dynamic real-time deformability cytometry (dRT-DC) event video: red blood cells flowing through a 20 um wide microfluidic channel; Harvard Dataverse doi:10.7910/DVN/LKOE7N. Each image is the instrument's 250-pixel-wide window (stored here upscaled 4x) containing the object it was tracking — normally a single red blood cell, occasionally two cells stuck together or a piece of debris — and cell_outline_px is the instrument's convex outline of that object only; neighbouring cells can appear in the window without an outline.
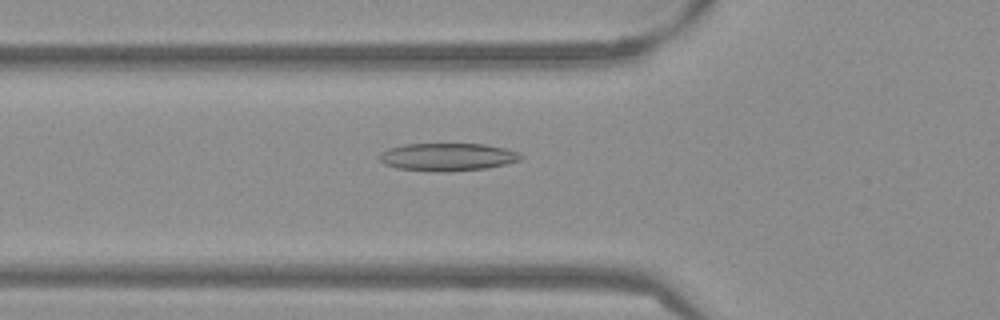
{"species": "Egyptian fruit bat (a non-hibernating species)", "species_latin": "Rousettus aegyptiacus", "temperature_condition": "warm", "stored_images_in_passage": 52, "camera_frame_rate_fps": 3000, "um_per_image_px": 0.085, "frame": {"image": 1, "passage_image": 18, "time_ms": 5.667, "image_size_px": [1000, 320], "cell_outline_px": [[524, 156], [520, 160], [488, 168], [448, 172], [432, 172], [396, 168], [384, 164], [376, 156], [380, 152], [388, 148], [404, 144], [484, 144], [504, 148], [520, 152]], "centroid_in_image_um": [38.0, 13.35], "position_along_channel_um": 87.8, "area_um2": 23.24}}
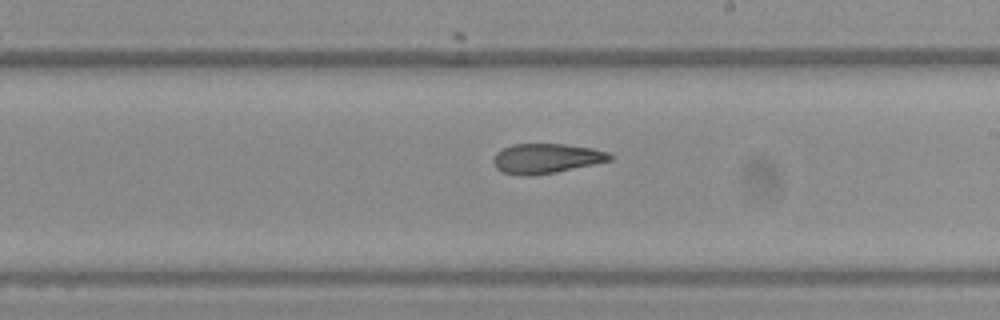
{"frame": {"image": 2, "passage_image": 30, "time_ms": 9.667, "image_size_px": [1000, 320], "cell_outline_px": [[612, 160], [596, 164], [556, 172], [528, 176], [524, 176], [504, 172], [496, 168], [492, 160], [496, 152], [512, 144], [564, 144], [592, 148], [608, 152], [612, 156]], "centroid_in_image_um": [46.44, 13.47], "position_along_channel_um": 242.6, "area_um2": 20.23}}
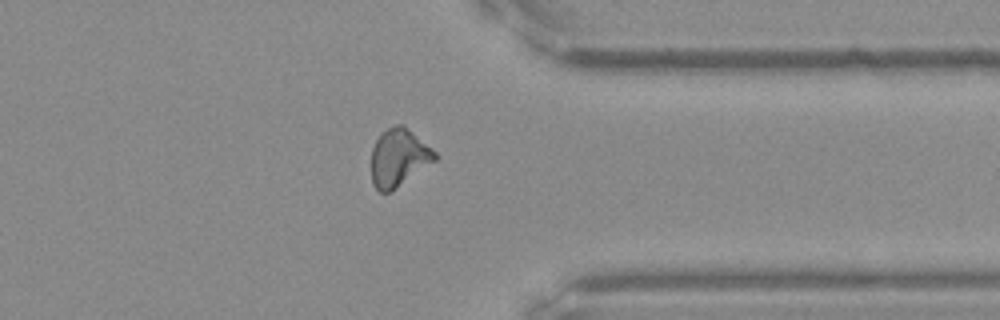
{"frame": {"image": 3, "passage_image": 41, "time_ms": 13.333, "image_size_px": [1000, 320], "cell_outline_px": [[436, 160], [392, 192], [380, 192], [372, 184], [372, 148], [380, 132], [396, 124], [404, 124], [432, 148], [436, 152]], "centroid_in_image_um": [33.89, 13.39], "position_along_channel_um": 377.5, "area_um2": 21.56}, "authors_computed_cell_mechanics": {"area_um2": 21.1837, "velocity_mm_per_s": 3.8498, "shape_relaxation_time_tau1_ms": null, "shape_relaxation_time_tau2_ms": 3.6772, "deformation_change_tau1": null, "deformation_change_tau2": 0.1228}}